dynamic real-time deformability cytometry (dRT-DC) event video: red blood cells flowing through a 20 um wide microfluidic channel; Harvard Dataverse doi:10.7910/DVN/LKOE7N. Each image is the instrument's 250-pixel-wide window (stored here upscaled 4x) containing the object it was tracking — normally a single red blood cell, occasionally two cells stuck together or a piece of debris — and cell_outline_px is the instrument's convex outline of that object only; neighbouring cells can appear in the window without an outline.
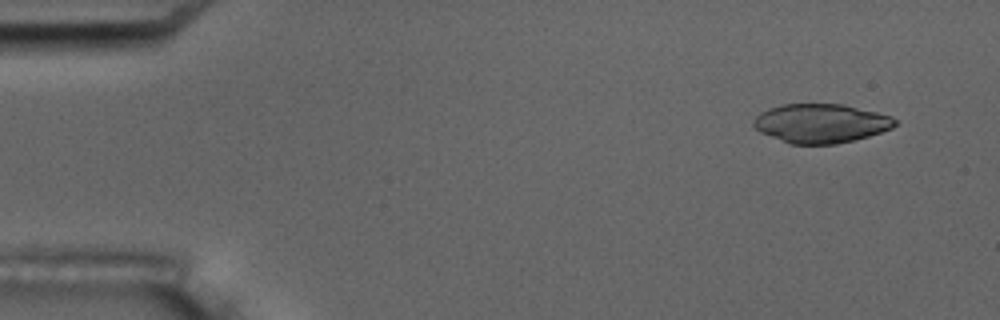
{"species": "common noctule bat (a hibernating species)", "species_latin": "Nyctalus noctula", "temperature_condition": "room temperature", "stored_images_in_passage": 5, "camera_frame_rate_fps": 3000, "um_per_image_px": 0.085, "animal": {"sex": "male", "body_mass_g": 17.5, "forearm_length_mm": 52.3}, "frame": {"image": 1, "passage_image": 2, "time_ms": 1.0, "image_size_px": [1000, 320], "cell_outline_px": [[900, 120], [892, 128], [856, 140], [836, 144], [788, 144], [760, 132], [752, 124], [752, 120], [760, 112], [768, 108], [784, 104], [844, 104], [892, 116]], "centroid_in_image_um": [69.77, 10.48], "position_along_channel_um": 15.2, "area_um2": 32.43}}